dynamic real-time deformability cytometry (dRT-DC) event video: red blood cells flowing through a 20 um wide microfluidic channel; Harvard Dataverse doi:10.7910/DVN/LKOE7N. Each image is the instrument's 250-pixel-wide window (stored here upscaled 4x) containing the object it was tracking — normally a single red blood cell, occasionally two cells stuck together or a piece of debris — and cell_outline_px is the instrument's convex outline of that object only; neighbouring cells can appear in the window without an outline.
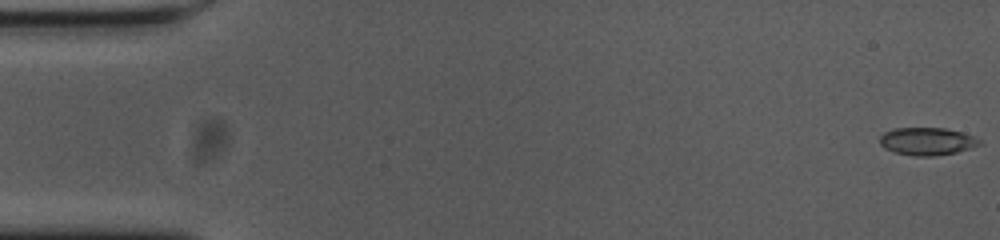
{"species": "common noctule bat (a hibernating species)", "species_latin": "Nyctalus noctula", "temperature_condition": "cold", "stored_images_in_passage": 55, "camera_frame_rate_fps": 3000, "um_per_image_px": 0.085, "animal": {"sex": "female", "body_mass_g": 23.0, "forearm_length_mm": 53.4}, "frame": {"image": 1, "passage_image": 1, "time_ms": 0.0, "image_size_px": [1000, 240], "cell_outline_px": [[984, 144], [972, 148], [956, 152], [936, 156], [912, 156], [896, 152], [884, 148], [880, 144], [880, 136], [884, 132], [892, 128], [944, 128], [964, 132], [980, 140]], "centroid_in_image_um": [78.82, 12.01], "position_along_channel_um": 6.2, "area_um2": 16.24}}
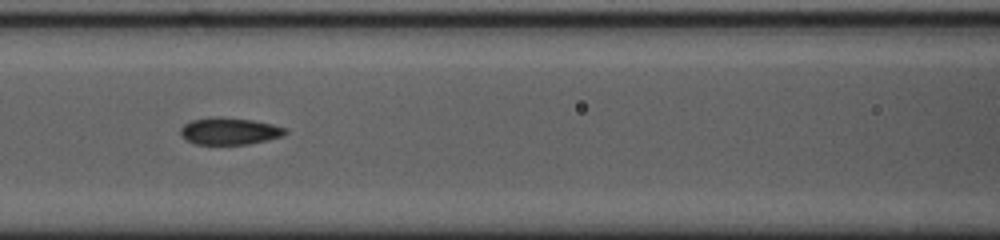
{"frame": {"image": 2, "passage_image": 24, "time_ms": 7.667, "image_size_px": [1000, 240], "cell_outline_px": [[288, 132], [284, 136], [268, 140], [248, 144], [196, 144], [188, 140], [180, 132], [180, 128], [184, 124], [192, 120], [208, 116], [220, 116], [252, 120], [272, 124], [288, 128]], "centroid_in_image_um": [19.55, 11.13], "position_along_channel_um": 147.1, "area_um2": 16.65}}
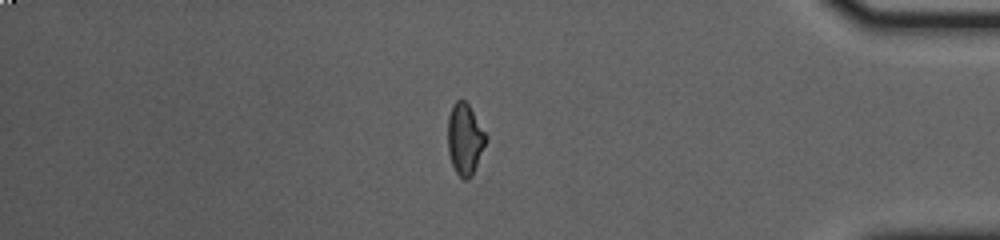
{"frame": {"image": 3, "passage_image": 47, "time_ms": 15.333, "image_size_px": [1000, 240], "cell_outline_px": [[488, 136], [472, 176], [468, 180], [464, 180], [456, 172], [452, 164], [448, 152], [448, 116], [452, 104], [456, 100], [464, 100], [468, 104]], "centroid_in_image_um": [39.5, 11.81], "position_along_channel_um": 395.7, "area_um2": 15.78}, "authors_computed_cell_mechanics": {"area_um2": 16.3574, "velocity_mm_per_s": 3.6982, "shape_relaxation_time_tau1_ms": 7.1078, "shape_relaxation_time_tau2_ms": 2.0281, "deformation_change_tau1": 0.1789, "deformation_change_tau2": 0.0852}}